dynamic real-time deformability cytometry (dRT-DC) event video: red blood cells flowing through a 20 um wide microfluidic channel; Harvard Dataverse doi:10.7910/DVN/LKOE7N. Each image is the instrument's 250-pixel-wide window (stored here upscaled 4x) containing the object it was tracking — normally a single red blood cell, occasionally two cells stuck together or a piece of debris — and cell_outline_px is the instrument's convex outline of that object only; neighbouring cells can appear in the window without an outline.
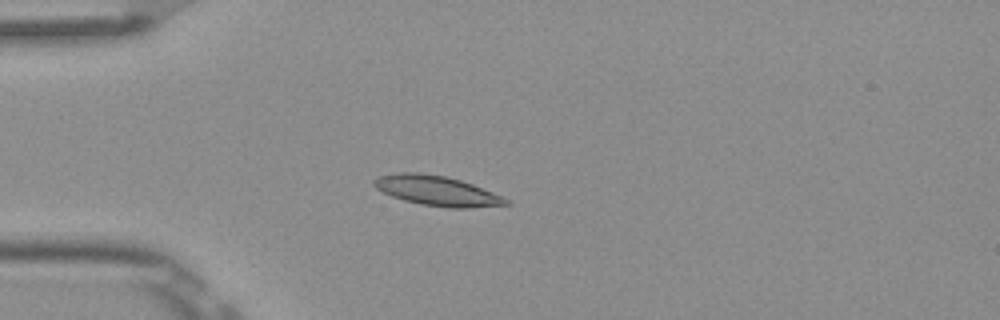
{"species": "Egyptian fruit bat (a non-hibernating species)", "species_latin": "Rousettus aegyptiacus", "temperature_condition": "room temperature", "stored_images_in_passage": 5, "camera_frame_rate_fps": 3000, "um_per_image_px": 0.085, "frame": {"image": 1, "passage_image": 4, "time_ms": 1.0, "image_size_px": [1000, 320], "cell_outline_px": [[512, 204], [468, 208], [448, 208], [420, 204], [404, 200], [392, 196], [376, 188], [372, 184], [372, 180], [376, 176], [400, 172], [416, 172], [444, 176], [460, 180], [472, 184], [512, 200]], "centroid_in_image_um": [37.14, 16.22], "position_along_channel_um": 47.9, "area_um2": 23.06}}